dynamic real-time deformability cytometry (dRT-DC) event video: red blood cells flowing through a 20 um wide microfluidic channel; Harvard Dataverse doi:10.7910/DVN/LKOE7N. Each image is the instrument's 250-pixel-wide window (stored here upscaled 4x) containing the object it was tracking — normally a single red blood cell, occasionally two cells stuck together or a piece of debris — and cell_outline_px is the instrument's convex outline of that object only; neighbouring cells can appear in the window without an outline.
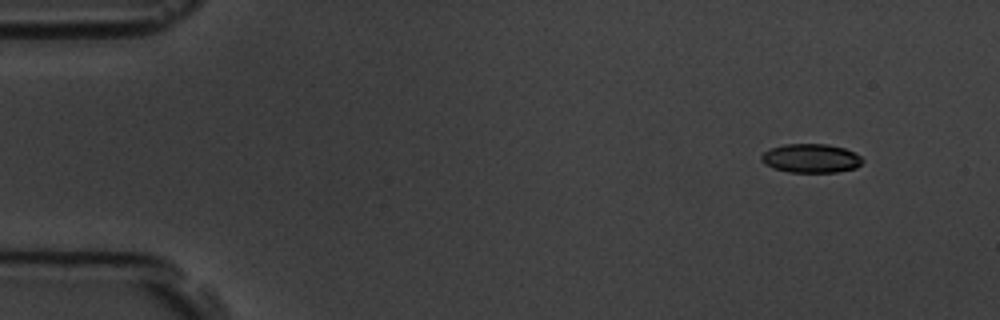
{"species": "common noctule bat (a hibernating species)", "species_latin": "Nyctalus noctula", "temperature_condition": "room temperature", "stored_images_in_passage": 4, "camera_frame_rate_fps": 3000, "um_per_image_px": 0.085, "animal": {"sex": "male", "body_mass_g": 19.5, "forearm_length_mm": 54.6}, "frame": {"image": 1, "passage_image": 1, "time_ms": 0.0, "image_size_px": [1000, 320], "cell_outline_px": [[864, 160], [856, 168], [836, 172], [788, 172], [772, 168], [764, 164], [760, 160], [760, 156], [764, 152], [772, 148], [784, 144], [828, 144], [844, 148], [860, 156]], "centroid_in_image_um": [68.9, 13.46], "position_along_channel_um": 16.1, "area_um2": 17.05}}